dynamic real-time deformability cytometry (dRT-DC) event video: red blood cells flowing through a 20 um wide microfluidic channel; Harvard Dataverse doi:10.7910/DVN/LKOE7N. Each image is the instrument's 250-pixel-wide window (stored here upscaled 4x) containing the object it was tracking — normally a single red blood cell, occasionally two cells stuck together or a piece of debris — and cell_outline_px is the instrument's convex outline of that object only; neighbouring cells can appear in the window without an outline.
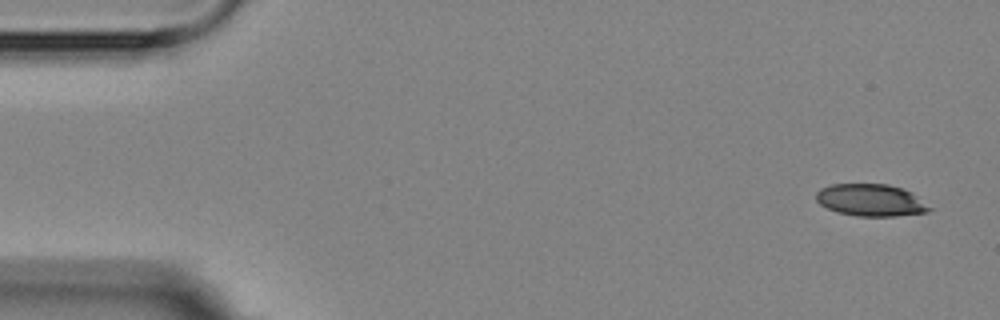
{"species": "Egyptian fruit bat (a non-hibernating species)", "species_latin": "Rousettus aegyptiacus", "temperature_condition": "room temperature", "stored_images_in_passage": 4, "camera_frame_rate_fps": 3000, "um_per_image_px": 0.085, "animal": {"sex": "female"}, "frame": {"image": 1, "passage_image": 1, "time_ms": 0.0, "image_size_px": [1000, 320], "cell_outline_px": [[932, 208], [928, 212], [896, 216], [856, 216], [836, 212], [820, 204], [816, 200], [816, 192], [820, 188], [832, 184], [888, 184], [912, 192]], "centroid_in_image_um": [74.0, 17.01], "position_along_channel_um": 11.0, "area_um2": 21.21}}
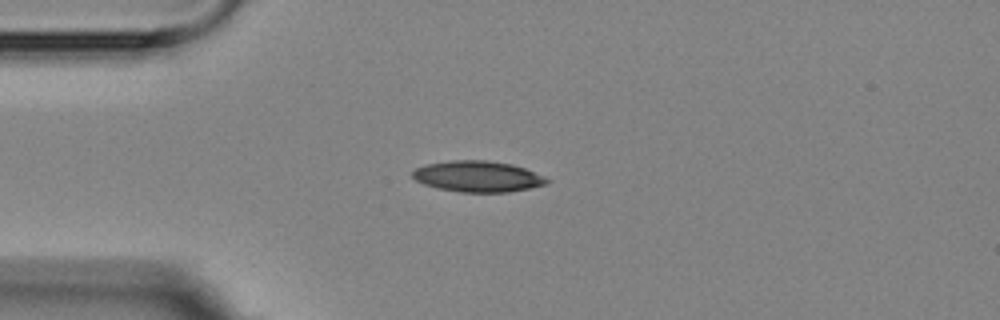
{"frame": {"image": 2, "passage_image": 4, "time_ms": 3.667, "image_size_px": [1000, 320], "cell_outline_px": [[552, 180], [548, 184], [508, 192], [460, 192], [436, 188], [424, 184], [416, 180], [412, 176], [412, 172], [416, 168], [424, 164], [452, 160], [488, 160], [512, 164], [524, 168], [544, 176]], "centroid_in_image_um": [40.61, 14.99], "position_along_channel_um": 44.4, "area_um2": 24.39}}